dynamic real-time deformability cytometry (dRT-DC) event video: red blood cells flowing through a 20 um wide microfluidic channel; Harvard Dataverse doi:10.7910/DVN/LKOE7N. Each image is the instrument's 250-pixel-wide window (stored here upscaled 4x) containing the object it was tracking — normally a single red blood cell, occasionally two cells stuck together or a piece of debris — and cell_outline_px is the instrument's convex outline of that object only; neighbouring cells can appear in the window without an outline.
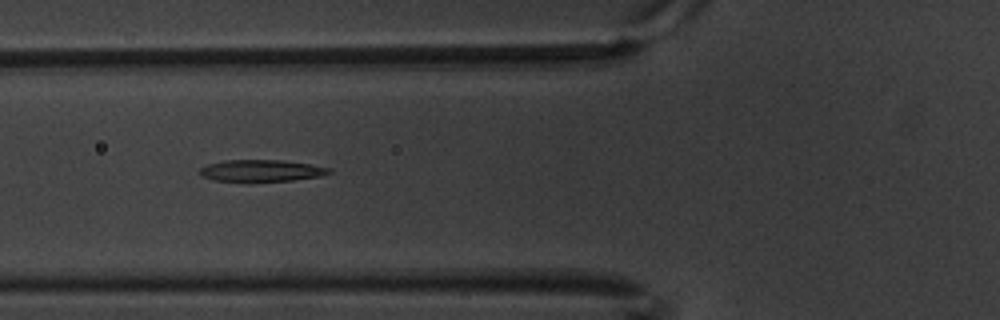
{"species": "common noctule bat (a hibernating species)", "species_latin": "Nyctalus noctula", "temperature_condition": "warm", "stored_images_in_passage": 7, "camera_frame_rate_fps": 3000, "um_per_image_px": 0.085, "animal": {"sex": "male", "body_mass_g": 20.1, "forearm_length_mm": 53.5}, "frame": {"image": 1, "passage_image": 7, "time_ms": 2.0, "image_size_px": [1000, 320], "cell_outline_px": [[332, 172], [320, 176], [292, 180], [248, 184], [212, 180], [200, 176], [196, 172], [200, 168], [208, 164], [224, 160], [284, 160], [332, 168]], "centroid_in_image_um": [22.12, 14.54], "position_along_channel_um": 103.7, "area_um2": 17.28}}